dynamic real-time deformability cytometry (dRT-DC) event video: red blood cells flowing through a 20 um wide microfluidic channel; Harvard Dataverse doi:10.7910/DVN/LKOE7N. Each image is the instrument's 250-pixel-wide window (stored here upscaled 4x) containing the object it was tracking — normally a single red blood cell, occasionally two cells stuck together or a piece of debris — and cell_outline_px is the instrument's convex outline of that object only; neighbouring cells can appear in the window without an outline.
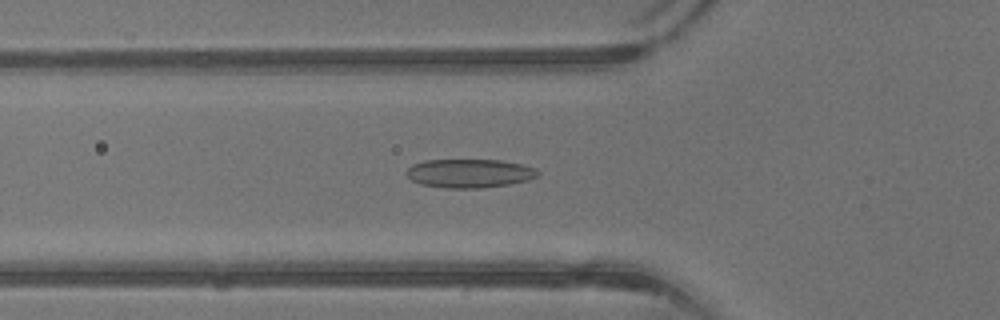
{"species": "common noctule bat (a hibernating species)", "species_latin": "Nyctalus noctula", "temperature_condition": "warm", "stored_images_in_passage": 42, "camera_frame_rate_fps": 3000, "um_per_image_px": 0.085, "animal": {"sex": "male", "body_mass_g": 13.3}, "frame": {"image": 1, "passage_image": 15, "time_ms": 4.667, "image_size_px": [1000, 320], "cell_outline_px": [[540, 172], [536, 176], [528, 180], [508, 184], [480, 188], [444, 188], [420, 184], [412, 180], [404, 172], [412, 164], [424, 160], [504, 160], [536, 168]], "centroid_in_image_um": [39.88, 14.73], "position_along_channel_um": 85.9, "area_um2": 22.02}}
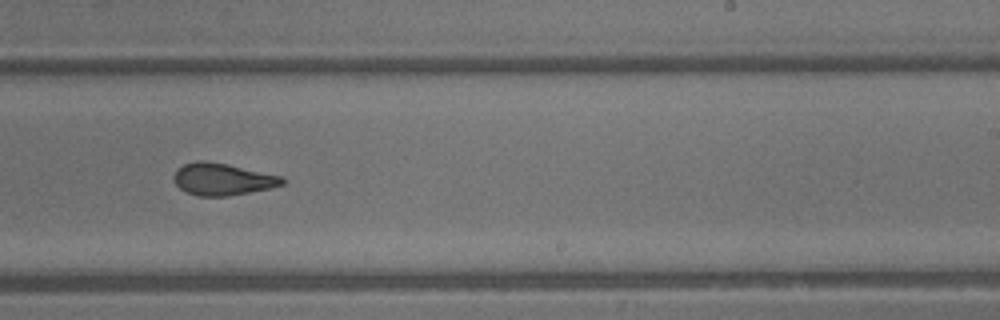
{"frame": {"image": 2, "passage_image": 26, "time_ms": 8.333, "image_size_px": [1000, 320], "cell_outline_px": [[284, 184], [268, 188], [228, 196], [200, 196], [184, 192], [176, 184], [172, 176], [176, 168], [184, 164], [196, 160], [204, 160], [228, 164], [284, 176]], "centroid_in_image_um": [18.88, 15.22], "position_along_channel_um": 270.1, "area_um2": 20.4}}
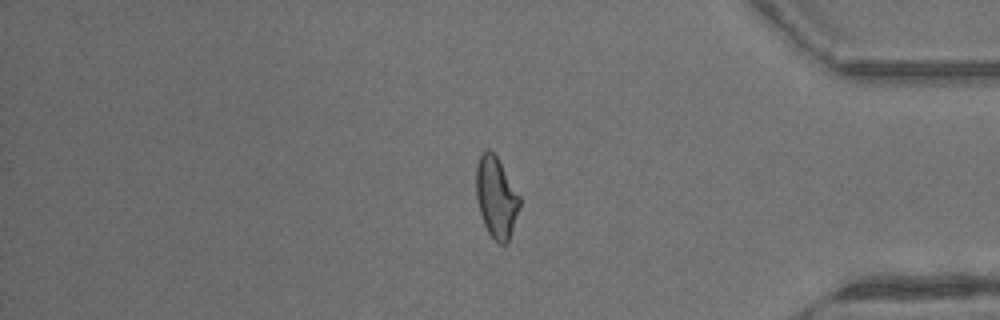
{"frame": {"image": 3, "passage_image": 35, "time_ms": 11.333, "image_size_px": [1000, 320], "cell_outline_px": [[520, 204], [508, 244], [500, 244], [488, 232], [484, 224], [480, 212], [476, 196], [476, 164], [480, 156], [488, 148], [496, 156], [520, 196]], "centroid_in_image_um": [42.17, 16.78], "position_along_channel_um": 393.0, "area_um2": 20.23}}